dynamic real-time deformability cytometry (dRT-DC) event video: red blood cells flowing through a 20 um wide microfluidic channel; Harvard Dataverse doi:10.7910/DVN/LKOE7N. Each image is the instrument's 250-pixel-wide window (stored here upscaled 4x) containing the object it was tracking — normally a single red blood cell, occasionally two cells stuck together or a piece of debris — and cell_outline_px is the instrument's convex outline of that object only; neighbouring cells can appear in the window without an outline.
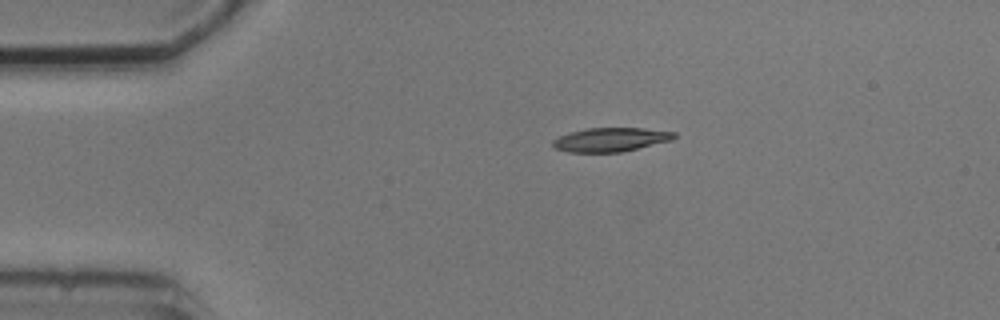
{"species": "common noctule bat (a hibernating species)", "species_latin": "Nyctalus noctula", "temperature_condition": "cold", "stored_images_in_passage": 5, "camera_frame_rate_fps": 3000, "um_per_image_px": 0.085, "animal": {"sex": "male", "body_mass_g": 20.5, "forearm_length_mm": 52.5}, "frame": {"image": 1, "passage_image": 1, "time_ms": 0.0, "image_size_px": [1000, 320], "cell_outline_px": [[676, 136], [672, 140], [620, 152], [568, 152], [556, 148], [552, 144], [552, 140], [568, 132], [588, 128], [644, 128], [676, 132]], "centroid_in_image_um": [51.9, 11.86], "position_along_channel_um": 33.1, "area_um2": 16.82}}
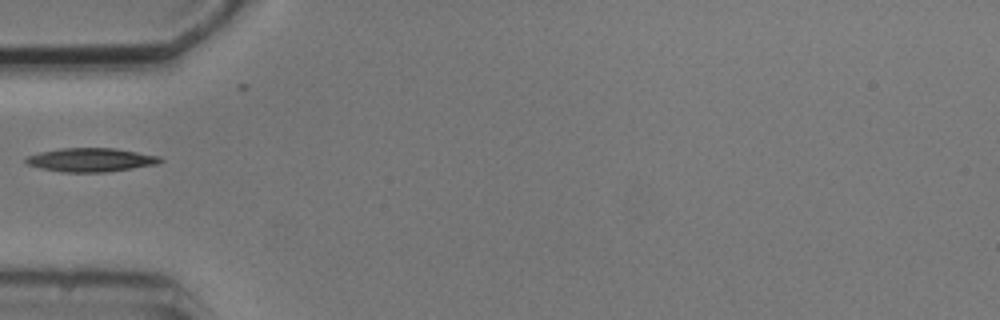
{"frame": {"image": 2, "passage_image": 3, "time_ms": 2.333, "image_size_px": [1000, 320], "cell_outline_px": [[164, 160], [156, 164], [108, 172], [60, 172], [40, 168], [28, 164], [24, 160], [28, 156], [40, 152], [60, 148], [116, 148], [160, 156]], "centroid_in_image_um": [7.73, 13.59], "position_along_channel_um": 77.3, "area_um2": 18.55}}
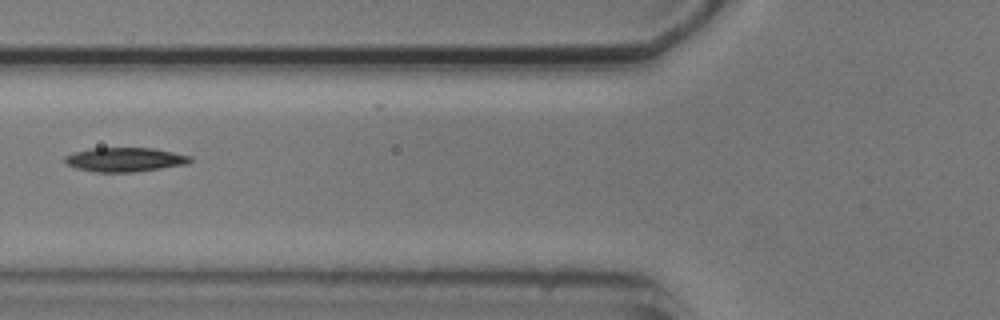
{"frame": {"image": 3, "passage_image": 4, "time_ms": 3.333, "image_size_px": [1000, 320], "cell_outline_px": [[192, 160], [188, 164], [136, 172], [92, 172], [76, 168], [64, 164], [64, 156], [72, 152], [88, 148], [152, 148], [192, 156]], "centroid_in_image_um": [10.56, 13.57], "position_along_channel_um": 115.2, "area_um2": 17.92}}